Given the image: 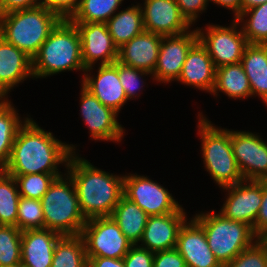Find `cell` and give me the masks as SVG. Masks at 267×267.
I'll return each mask as SVG.
<instances>
[{"label":"cell","mask_w":267,"mask_h":267,"mask_svg":"<svg viewBox=\"0 0 267 267\" xmlns=\"http://www.w3.org/2000/svg\"><path fill=\"white\" fill-rule=\"evenodd\" d=\"M55 138L51 132L44 131L35 121L26 117L14 139L9 162L3 171L10 176L60 174L58 165L68 164L75 153V146Z\"/></svg>","instance_id":"obj_1"},{"label":"cell","mask_w":267,"mask_h":267,"mask_svg":"<svg viewBox=\"0 0 267 267\" xmlns=\"http://www.w3.org/2000/svg\"><path fill=\"white\" fill-rule=\"evenodd\" d=\"M73 153L66 165L86 220L110 217L123 196L124 176L97 169L88 160Z\"/></svg>","instance_id":"obj_2"},{"label":"cell","mask_w":267,"mask_h":267,"mask_svg":"<svg viewBox=\"0 0 267 267\" xmlns=\"http://www.w3.org/2000/svg\"><path fill=\"white\" fill-rule=\"evenodd\" d=\"M82 70L81 38L75 24L62 19L32 58L33 77L42 78L64 71Z\"/></svg>","instance_id":"obj_3"},{"label":"cell","mask_w":267,"mask_h":267,"mask_svg":"<svg viewBox=\"0 0 267 267\" xmlns=\"http://www.w3.org/2000/svg\"><path fill=\"white\" fill-rule=\"evenodd\" d=\"M62 18L46 6L0 15V36L33 58Z\"/></svg>","instance_id":"obj_4"},{"label":"cell","mask_w":267,"mask_h":267,"mask_svg":"<svg viewBox=\"0 0 267 267\" xmlns=\"http://www.w3.org/2000/svg\"><path fill=\"white\" fill-rule=\"evenodd\" d=\"M66 177H56L40 200L44 228L58 232L62 236L80 235L87 220L80 210L72 178L68 174Z\"/></svg>","instance_id":"obj_5"},{"label":"cell","mask_w":267,"mask_h":267,"mask_svg":"<svg viewBox=\"0 0 267 267\" xmlns=\"http://www.w3.org/2000/svg\"><path fill=\"white\" fill-rule=\"evenodd\" d=\"M198 115L205 169L221 188L244 180L233 154L231 131L214 127L205 116Z\"/></svg>","instance_id":"obj_6"},{"label":"cell","mask_w":267,"mask_h":267,"mask_svg":"<svg viewBox=\"0 0 267 267\" xmlns=\"http://www.w3.org/2000/svg\"><path fill=\"white\" fill-rule=\"evenodd\" d=\"M193 219L203 228L210 249L222 265L232 261L258 239L248 224L228 219L221 213L214 214V210L197 214Z\"/></svg>","instance_id":"obj_7"},{"label":"cell","mask_w":267,"mask_h":267,"mask_svg":"<svg viewBox=\"0 0 267 267\" xmlns=\"http://www.w3.org/2000/svg\"><path fill=\"white\" fill-rule=\"evenodd\" d=\"M80 235L87 257L124 258L133 245L111 216L87 220Z\"/></svg>","instance_id":"obj_8"},{"label":"cell","mask_w":267,"mask_h":267,"mask_svg":"<svg viewBox=\"0 0 267 267\" xmlns=\"http://www.w3.org/2000/svg\"><path fill=\"white\" fill-rule=\"evenodd\" d=\"M230 27L207 25L202 32L196 29L198 40L205 47L216 68L241 62L245 47L248 45L242 28L237 30L240 23L234 19Z\"/></svg>","instance_id":"obj_9"},{"label":"cell","mask_w":267,"mask_h":267,"mask_svg":"<svg viewBox=\"0 0 267 267\" xmlns=\"http://www.w3.org/2000/svg\"><path fill=\"white\" fill-rule=\"evenodd\" d=\"M123 195L148 216L184 212L167 189L147 176L125 175Z\"/></svg>","instance_id":"obj_10"},{"label":"cell","mask_w":267,"mask_h":267,"mask_svg":"<svg viewBox=\"0 0 267 267\" xmlns=\"http://www.w3.org/2000/svg\"><path fill=\"white\" fill-rule=\"evenodd\" d=\"M223 189L228 190L229 196L219 213L228 219L248 224L255 233V221L263 199V180H242Z\"/></svg>","instance_id":"obj_11"},{"label":"cell","mask_w":267,"mask_h":267,"mask_svg":"<svg viewBox=\"0 0 267 267\" xmlns=\"http://www.w3.org/2000/svg\"><path fill=\"white\" fill-rule=\"evenodd\" d=\"M231 144L244 180L267 179V143L259 135L231 131Z\"/></svg>","instance_id":"obj_12"},{"label":"cell","mask_w":267,"mask_h":267,"mask_svg":"<svg viewBox=\"0 0 267 267\" xmlns=\"http://www.w3.org/2000/svg\"><path fill=\"white\" fill-rule=\"evenodd\" d=\"M198 41L197 30L162 36L153 79L162 83L179 78L190 48Z\"/></svg>","instance_id":"obj_13"},{"label":"cell","mask_w":267,"mask_h":267,"mask_svg":"<svg viewBox=\"0 0 267 267\" xmlns=\"http://www.w3.org/2000/svg\"><path fill=\"white\" fill-rule=\"evenodd\" d=\"M81 38V50L85 73L100 60L101 65L112 64L118 59V47L107 29L106 23H73Z\"/></svg>","instance_id":"obj_14"},{"label":"cell","mask_w":267,"mask_h":267,"mask_svg":"<svg viewBox=\"0 0 267 267\" xmlns=\"http://www.w3.org/2000/svg\"><path fill=\"white\" fill-rule=\"evenodd\" d=\"M81 90V116L89 127L90 136L94 140L121 141L124 129L116 119L118 113L103 105L83 85Z\"/></svg>","instance_id":"obj_15"},{"label":"cell","mask_w":267,"mask_h":267,"mask_svg":"<svg viewBox=\"0 0 267 267\" xmlns=\"http://www.w3.org/2000/svg\"><path fill=\"white\" fill-rule=\"evenodd\" d=\"M143 8L142 17L147 32L169 36L184 33L191 28L181 15L176 0H145Z\"/></svg>","instance_id":"obj_16"},{"label":"cell","mask_w":267,"mask_h":267,"mask_svg":"<svg viewBox=\"0 0 267 267\" xmlns=\"http://www.w3.org/2000/svg\"><path fill=\"white\" fill-rule=\"evenodd\" d=\"M175 249L187 267H223L210 249L203 228L193 218L179 229Z\"/></svg>","instance_id":"obj_17"},{"label":"cell","mask_w":267,"mask_h":267,"mask_svg":"<svg viewBox=\"0 0 267 267\" xmlns=\"http://www.w3.org/2000/svg\"><path fill=\"white\" fill-rule=\"evenodd\" d=\"M185 212L148 216L139 246L156 253L176 248L179 229L186 221Z\"/></svg>","instance_id":"obj_18"},{"label":"cell","mask_w":267,"mask_h":267,"mask_svg":"<svg viewBox=\"0 0 267 267\" xmlns=\"http://www.w3.org/2000/svg\"><path fill=\"white\" fill-rule=\"evenodd\" d=\"M96 77L85 73L82 85L89 90L103 105L119 112L127 102V96L118 76V61L98 67Z\"/></svg>","instance_id":"obj_19"},{"label":"cell","mask_w":267,"mask_h":267,"mask_svg":"<svg viewBox=\"0 0 267 267\" xmlns=\"http://www.w3.org/2000/svg\"><path fill=\"white\" fill-rule=\"evenodd\" d=\"M162 36L144 31L118 49L117 61L153 74Z\"/></svg>","instance_id":"obj_20"},{"label":"cell","mask_w":267,"mask_h":267,"mask_svg":"<svg viewBox=\"0 0 267 267\" xmlns=\"http://www.w3.org/2000/svg\"><path fill=\"white\" fill-rule=\"evenodd\" d=\"M61 236L47 228L22 231L21 266L51 267L55 244Z\"/></svg>","instance_id":"obj_21"},{"label":"cell","mask_w":267,"mask_h":267,"mask_svg":"<svg viewBox=\"0 0 267 267\" xmlns=\"http://www.w3.org/2000/svg\"><path fill=\"white\" fill-rule=\"evenodd\" d=\"M28 77L33 78L32 58L0 36V98Z\"/></svg>","instance_id":"obj_22"},{"label":"cell","mask_w":267,"mask_h":267,"mask_svg":"<svg viewBox=\"0 0 267 267\" xmlns=\"http://www.w3.org/2000/svg\"><path fill=\"white\" fill-rule=\"evenodd\" d=\"M177 81L199 90L213 92L216 67L199 40L190 48Z\"/></svg>","instance_id":"obj_23"},{"label":"cell","mask_w":267,"mask_h":267,"mask_svg":"<svg viewBox=\"0 0 267 267\" xmlns=\"http://www.w3.org/2000/svg\"><path fill=\"white\" fill-rule=\"evenodd\" d=\"M111 217L133 245L140 243L148 219L144 210L123 195Z\"/></svg>","instance_id":"obj_24"},{"label":"cell","mask_w":267,"mask_h":267,"mask_svg":"<svg viewBox=\"0 0 267 267\" xmlns=\"http://www.w3.org/2000/svg\"><path fill=\"white\" fill-rule=\"evenodd\" d=\"M142 6L133 5L113 15L107 22V29L118 49L135 36L145 31Z\"/></svg>","instance_id":"obj_25"},{"label":"cell","mask_w":267,"mask_h":267,"mask_svg":"<svg viewBox=\"0 0 267 267\" xmlns=\"http://www.w3.org/2000/svg\"><path fill=\"white\" fill-rule=\"evenodd\" d=\"M218 90L234 99L252 96L249 79L241 62L216 68V82L212 94L218 95Z\"/></svg>","instance_id":"obj_26"},{"label":"cell","mask_w":267,"mask_h":267,"mask_svg":"<svg viewBox=\"0 0 267 267\" xmlns=\"http://www.w3.org/2000/svg\"><path fill=\"white\" fill-rule=\"evenodd\" d=\"M18 115L11 101L0 98V169L9 162L14 139L24 124Z\"/></svg>","instance_id":"obj_27"},{"label":"cell","mask_w":267,"mask_h":267,"mask_svg":"<svg viewBox=\"0 0 267 267\" xmlns=\"http://www.w3.org/2000/svg\"><path fill=\"white\" fill-rule=\"evenodd\" d=\"M51 267H88L81 235H63L55 244Z\"/></svg>","instance_id":"obj_28"},{"label":"cell","mask_w":267,"mask_h":267,"mask_svg":"<svg viewBox=\"0 0 267 267\" xmlns=\"http://www.w3.org/2000/svg\"><path fill=\"white\" fill-rule=\"evenodd\" d=\"M123 0H79L69 20L72 23H106Z\"/></svg>","instance_id":"obj_29"},{"label":"cell","mask_w":267,"mask_h":267,"mask_svg":"<svg viewBox=\"0 0 267 267\" xmlns=\"http://www.w3.org/2000/svg\"><path fill=\"white\" fill-rule=\"evenodd\" d=\"M20 197L15 178L0 169V225L16 226Z\"/></svg>","instance_id":"obj_30"},{"label":"cell","mask_w":267,"mask_h":267,"mask_svg":"<svg viewBox=\"0 0 267 267\" xmlns=\"http://www.w3.org/2000/svg\"><path fill=\"white\" fill-rule=\"evenodd\" d=\"M247 16H250L249 20L243 19ZM236 20L239 23L246 21L241 28L248 44L267 45V2L244 11Z\"/></svg>","instance_id":"obj_31"},{"label":"cell","mask_w":267,"mask_h":267,"mask_svg":"<svg viewBox=\"0 0 267 267\" xmlns=\"http://www.w3.org/2000/svg\"><path fill=\"white\" fill-rule=\"evenodd\" d=\"M22 231L13 225H0V267L21 265Z\"/></svg>","instance_id":"obj_32"},{"label":"cell","mask_w":267,"mask_h":267,"mask_svg":"<svg viewBox=\"0 0 267 267\" xmlns=\"http://www.w3.org/2000/svg\"><path fill=\"white\" fill-rule=\"evenodd\" d=\"M61 175L62 174L38 173L12 177L16 180L21 197L41 200L56 177Z\"/></svg>","instance_id":"obj_33"},{"label":"cell","mask_w":267,"mask_h":267,"mask_svg":"<svg viewBox=\"0 0 267 267\" xmlns=\"http://www.w3.org/2000/svg\"><path fill=\"white\" fill-rule=\"evenodd\" d=\"M16 227L21 230L44 228V214L40 200L20 197Z\"/></svg>","instance_id":"obj_34"},{"label":"cell","mask_w":267,"mask_h":267,"mask_svg":"<svg viewBox=\"0 0 267 267\" xmlns=\"http://www.w3.org/2000/svg\"><path fill=\"white\" fill-rule=\"evenodd\" d=\"M223 267H267V252L257 240Z\"/></svg>","instance_id":"obj_35"},{"label":"cell","mask_w":267,"mask_h":267,"mask_svg":"<svg viewBox=\"0 0 267 267\" xmlns=\"http://www.w3.org/2000/svg\"><path fill=\"white\" fill-rule=\"evenodd\" d=\"M245 73L267 72V45L248 44L241 59Z\"/></svg>","instance_id":"obj_36"},{"label":"cell","mask_w":267,"mask_h":267,"mask_svg":"<svg viewBox=\"0 0 267 267\" xmlns=\"http://www.w3.org/2000/svg\"><path fill=\"white\" fill-rule=\"evenodd\" d=\"M142 75H151L149 72L139 70L134 67L126 66L120 62H118V76L119 80L121 81V85L124 88L125 94L127 96V99H133L135 96H137L138 93L136 91L138 90L140 92V83Z\"/></svg>","instance_id":"obj_37"},{"label":"cell","mask_w":267,"mask_h":267,"mask_svg":"<svg viewBox=\"0 0 267 267\" xmlns=\"http://www.w3.org/2000/svg\"><path fill=\"white\" fill-rule=\"evenodd\" d=\"M123 260L125 267H153L154 253L136 244L131 246Z\"/></svg>","instance_id":"obj_38"},{"label":"cell","mask_w":267,"mask_h":267,"mask_svg":"<svg viewBox=\"0 0 267 267\" xmlns=\"http://www.w3.org/2000/svg\"><path fill=\"white\" fill-rule=\"evenodd\" d=\"M208 1L210 0H176L181 15L190 25L199 17V13L206 9Z\"/></svg>","instance_id":"obj_39"},{"label":"cell","mask_w":267,"mask_h":267,"mask_svg":"<svg viewBox=\"0 0 267 267\" xmlns=\"http://www.w3.org/2000/svg\"><path fill=\"white\" fill-rule=\"evenodd\" d=\"M153 267H187L183 257L176 249L154 253Z\"/></svg>","instance_id":"obj_40"},{"label":"cell","mask_w":267,"mask_h":267,"mask_svg":"<svg viewBox=\"0 0 267 267\" xmlns=\"http://www.w3.org/2000/svg\"><path fill=\"white\" fill-rule=\"evenodd\" d=\"M78 3L79 0H43V5L62 19H69L77 9Z\"/></svg>","instance_id":"obj_41"},{"label":"cell","mask_w":267,"mask_h":267,"mask_svg":"<svg viewBox=\"0 0 267 267\" xmlns=\"http://www.w3.org/2000/svg\"><path fill=\"white\" fill-rule=\"evenodd\" d=\"M245 74L249 79L252 96L258 95L267 105V72Z\"/></svg>","instance_id":"obj_42"},{"label":"cell","mask_w":267,"mask_h":267,"mask_svg":"<svg viewBox=\"0 0 267 267\" xmlns=\"http://www.w3.org/2000/svg\"><path fill=\"white\" fill-rule=\"evenodd\" d=\"M43 6V1L39 0H0V15L24 9H32Z\"/></svg>","instance_id":"obj_43"},{"label":"cell","mask_w":267,"mask_h":267,"mask_svg":"<svg viewBox=\"0 0 267 267\" xmlns=\"http://www.w3.org/2000/svg\"><path fill=\"white\" fill-rule=\"evenodd\" d=\"M267 231V179H263V199L255 221V234Z\"/></svg>","instance_id":"obj_44"},{"label":"cell","mask_w":267,"mask_h":267,"mask_svg":"<svg viewBox=\"0 0 267 267\" xmlns=\"http://www.w3.org/2000/svg\"><path fill=\"white\" fill-rule=\"evenodd\" d=\"M88 267H125L123 258L87 257Z\"/></svg>","instance_id":"obj_45"},{"label":"cell","mask_w":267,"mask_h":267,"mask_svg":"<svg viewBox=\"0 0 267 267\" xmlns=\"http://www.w3.org/2000/svg\"><path fill=\"white\" fill-rule=\"evenodd\" d=\"M211 1L214 2V4L228 8L229 10L232 9V11L235 13L234 19H236L241 14L242 0H210V2Z\"/></svg>","instance_id":"obj_46"},{"label":"cell","mask_w":267,"mask_h":267,"mask_svg":"<svg viewBox=\"0 0 267 267\" xmlns=\"http://www.w3.org/2000/svg\"><path fill=\"white\" fill-rule=\"evenodd\" d=\"M267 0H242L241 1V13L255 6L266 3Z\"/></svg>","instance_id":"obj_47"},{"label":"cell","mask_w":267,"mask_h":267,"mask_svg":"<svg viewBox=\"0 0 267 267\" xmlns=\"http://www.w3.org/2000/svg\"><path fill=\"white\" fill-rule=\"evenodd\" d=\"M259 243L265 248L266 252H267V231L261 233L258 236Z\"/></svg>","instance_id":"obj_48"},{"label":"cell","mask_w":267,"mask_h":267,"mask_svg":"<svg viewBox=\"0 0 267 267\" xmlns=\"http://www.w3.org/2000/svg\"><path fill=\"white\" fill-rule=\"evenodd\" d=\"M4 267H22L21 265H14V266H4Z\"/></svg>","instance_id":"obj_49"}]
</instances>
